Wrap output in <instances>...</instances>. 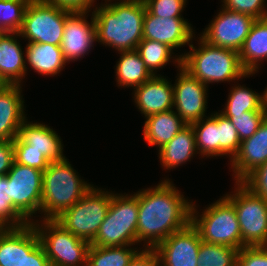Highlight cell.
Listing matches in <instances>:
<instances>
[{
  "label": "cell",
  "instance_id": "1",
  "mask_svg": "<svg viewBox=\"0 0 267 266\" xmlns=\"http://www.w3.org/2000/svg\"><path fill=\"white\" fill-rule=\"evenodd\" d=\"M192 201H188L169 179L138 191L137 244L155 248L172 233L191 223Z\"/></svg>",
  "mask_w": 267,
  "mask_h": 266
},
{
  "label": "cell",
  "instance_id": "2",
  "mask_svg": "<svg viewBox=\"0 0 267 266\" xmlns=\"http://www.w3.org/2000/svg\"><path fill=\"white\" fill-rule=\"evenodd\" d=\"M105 3L94 6L92 11L97 42L115 48L117 52L137 49L143 40L144 0H119L113 3L112 0H106Z\"/></svg>",
  "mask_w": 267,
  "mask_h": 266
},
{
  "label": "cell",
  "instance_id": "3",
  "mask_svg": "<svg viewBox=\"0 0 267 266\" xmlns=\"http://www.w3.org/2000/svg\"><path fill=\"white\" fill-rule=\"evenodd\" d=\"M198 43L197 48L190 44L189 52L178 56L175 54L172 58H175V61L172 62L176 63L177 67L181 66L201 83L208 86L210 83L243 80L250 75L253 76V73H248L243 68L237 51L213 46L201 37Z\"/></svg>",
  "mask_w": 267,
  "mask_h": 266
},
{
  "label": "cell",
  "instance_id": "4",
  "mask_svg": "<svg viewBox=\"0 0 267 266\" xmlns=\"http://www.w3.org/2000/svg\"><path fill=\"white\" fill-rule=\"evenodd\" d=\"M68 159L53 161L43 171L40 214L45 220H55L75 205L93 186L81 179Z\"/></svg>",
  "mask_w": 267,
  "mask_h": 266
},
{
  "label": "cell",
  "instance_id": "5",
  "mask_svg": "<svg viewBox=\"0 0 267 266\" xmlns=\"http://www.w3.org/2000/svg\"><path fill=\"white\" fill-rule=\"evenodd\" d=\"M138 192L134 194L113 193L105 219L93 246L110 247L137 244Z\"/></svg>",
  "mask_w": 267,
  "mask_h": 266
},
{
  "label": "cell",
  "instance_id": "6",
  "mask_svg": "<svg viewBox=\"0 0 267 266\" xmlns=\"http://www.w3.org/2000/svg\"><path fill=\"white\" fill-rule=\"evenodd\" d=\"M196 207L192 203L191 224L199 231L202 241L241 249V231L235 207L224 195L209 204L202 214Z\"/></svg>",
  "mask_w": 267,
  "mask_h": 266
},
{
  "label": "cell",
  "instance_id": "7",
  "mask_svg": "<svg viewBox=\"0 0 267 266\" xmlns=\"http://www.w3.org/2000/svg\"><path fill=\"white\" fill-rule=\"evenodd\" d=\"M51 266H87L90 242L67 231L56 220L32 222Z\"/></svg>",
  "mask_w": 267,
  "mask_h": 266
},
{
  "label": "cell",
  "instance_id": "8",
  "mask_svg": "<svg viewBox=\"0 0 267 266\" xmlns=\"http://www.w3.org/2000/svg\"><path fill=\"white\" fill-rule=\"evenodd\" d=\"M113 192L92 186L72 207L55 220L75 236L92 242L109 209Z\"/></svg>",
  "mask_w": 267,
  "mask_h": 266
},
{
  "label": "cell",
  "instance_id": "9",
  "mask_svg": "<svg viewBox=\"0 0 267 266\" xmlns=\"http://www.w3.org/2000/svg\"><path fill=\"white\" fill-rule=\"evenodd\" d=\"M224 195L235 207L241 231V248L267 246V201L253 193L241 181Z\"/></svg>",
  "mask_w": 267,
  "mask_h": 266
},
{
  "label": "cell",
  "instance_id": "10",
  "mask_svg": "<svg viewBox=\"0 0 267 266\" xmlns=\"http://www.w3.org/2000/svg\"><path fill=\"white\" fill-rule=\"evenodd\" d=\"M71 10L44 2L31 0L25 10L23 23L18 31L28 43H47L60 46L67 15Z\"/></svg>",
  "mask_w": 267,
  "mask_h": 266
},
{
  "label": "cell",
  "instance_id": "11",
  "mask_svg": "<svg viewBox=\"0 0 267 266\" xmlns=\"http://www.w3.org/2000/svg\"><path fill=\"white\" fill-rule=\"evenodd\" d=\"M6 176L11 206L28 223H32L33 214L40 212L43 171L14 161Z\"/></svg>",
  "mask_w": 267,
  "mask_h": 266
},
{
  "label": "cell",
  "instance_id": "12",
  "mask_svg": "<svg viewBox=\"0 0 267 266\" xmlns=\"http://www.w3.org/2000/svg\"><path fill=\"white\" fill-rule=\"evenodd\" d=\"M219 11L200 37L213 46L239 52L256 19L224 8Z\"/></svg>",
  "mask_w": 267,
  "mask_h": 266
},
{
  "label": "cell",
  "instance_id": "13",
  "mask_svg": "<svg viewBox=\"0 0 267 266\" xmlns=\"http://www.w3.org/2000/svg\"><path fill=\"white\" fill-rule=\"evenodd\" d=\"M180 73L173 85L174 107L175 112L187 124L207 117V89L208 86L201 83L190 75L181 66L178 67Z\"/></svg>",
  "mask_w": 267,
  "mask_h": 266
},
{
  "label": "cell",
  "instance_id": "14",
  "mask_svg": "<svg viewBox=\"0 0 267 266\" xmlns=\"http://www.w3.org/2000/svg\"><path fill=\"white\" fill-rule=\"evenodd\" d=\"M199 231L190 223L160 242L156 250L160 266H197L201 246Z\"/></svg>",
  "mask_w": 267,
  "mask_h": 266
},
{
  "label": "cell",
  "instance_id": "15",
  "mask_svg": "<svg viewBox=\"0 0 267 266\" xmlns=\"http://www.w3.org/2000/svg\"><path fill=\"white\" fill-rule=\"evenodd\" d=\"M88 11H71L65 22L63 38L60 48L65 60H78L89 53L94 42H97L96 24L91 14V22H88Z\"/></svg>",
  "mask_w": 267,
  "mask_h": 266
},
{
  "label": "cell",
  "instance_id": "16",
  "mask_svg": "<svg viewBox=\"0 0 267 266\" xmlns=\"http://www.w3.org/2000/svg\"><path fill=\"white\" fill-rule=\"evenodd\" d=\"M183 17L160 18L147 9L143 21V39L164 43L172 50L190 45L195 39L193 27ZM191 41V42H190Z\"/></svg>",
  "mask_w": 267,
  "mask_h": 266
},
{
  "label": "cell",
  "instance_id": "17",
  "mask_svg": "<svg viewBox=\"0 0 267 266\" xmlns=\"http://www.w3.org/2000/svg\"><path fill=\"white\" fill-rule=\"evenodd\" d=\"M165 76H152L134 89V102L144 117L172 110L174 107L173 84Z\"/></svg>",
  "mask_w": 267,
  "mask_h": 266
},
{
  "label": "cell",
  "instance_id": "18",
  "mask_svg": "<svg viewBox=\"0 0 267 266\" xmlns=\"http://www.w3.org/2000/svg\"><path fill=\"white\" fill-rule=\"evenodd\" d=\"M267 161V116L261 122L257 131L241 141L238 153L230 161L233 177L242 181L255 168Z\"/></svg>",
  "mask_w": 267,
  "mask_h": 266
},
{
  "label": "cell",
  "instance_id": "19",
  "mask_svg": "<svg viewBox=\"0 0 267 266\" xmlns=\"http://www.w3.org/2000/svg\"><path fill=\"white\" fill-rule=\"evenodd\" d=\"M19 126L17 138L27 144V149H34L44 155L50 162L66 158L63 154L61 137L55 130L43 123L27 121Z\"/></svg>",
  "mask_w": 267,
  "mask_h": 266
},
{
  "label": "cell",
  "instance_id": "20",
  "mask_svg": "<svg viewBox=\"0 0 267 266\" xmlns=\"http://www.w3.org/2000/svg\"><path fill=\"white\" fill-rule=\"evenodd\" d=\"M21 85L5 84L0 89V140L13 141L26 119Z\"/></svg>",
  "mask_w": 267,
  "mask_h": 266
},
{
  "label": "cell",
  "instance_id": "21",
  "mask_svg": "<svg viewBox=\"0 0 267 266\" xmlns=\"http://www.w3.org/2000/svg\"><path fill=\"white\" fill-rule=\"evenodd\" d=\"M17 37H20L18 32H0V78L5 84L23 85L29 69Z\"/></svg>",
  "mask_w": 267,
  "mask_h": 266
},
{
  "label": "cell",
  "instance_id": "22",
  "mask_svg": "<svg viewBox=\"0 0 267 266\" xmlns=\"http://www.w3.org/2000/svg\"><path fill=\"white\" fill-rule=\"evenodd\" d=\"M158 150L160 165L166 168L165 170L176 168L199 154L192 125H186Z\"/></svg>",
  "mask_w": 267,
  "mask_h": 266
},
{
  "label": "cell",
  "instance_id": "23",
  "mask_svg": "<svg viewBox=\"0 0 267 266\" xmlns=\"http://www.w3.org/2000/svg\"><path fill=\"white\" fill-rule=\"evenodd\" d=\"M145 119L144 139L148 145H156L158 148L171 141L187 125L174 109L150 115Z\"/></svg>",
  "mask_w": 267,
  "mask_h": 266
},
{
  "label": "cell",
  "instance_id": "24",
  "mask_svg": "<svg viewBox=\"0 0 267 266\" xmlns=\"http://www.w3.org/2000/svg\"><path fill=\"white\" fill-rule=\"evenodd\" d=\"M238 53L243 68L248 73H257L260 62L267 59V17L254 21Z\"/></svg>",
  "mask_w": 267,
  "mask_h": 266
},
{
  "label": "cell",
  "instance_id": "25",
  "mask_svg": "<svg viewBox=\"0 0 267 266\" xmlns=\"http://www.w3.org/2000/svg\"><path fill=\"white\" fill-rule=\"evenodd\" d=\"M25 57L34 72L46 76L59 74L68 63L60 46L47 43H28Z\"/></svg>",
  "mask_w": 267,
  "mask_h": 266
},
{
  "label": "cell",
  "instance_id": "26",
  "mask_svg": "<svg viewBox=\"0 0 267 266\" xmlns=\"http://www.w3.org/2000/svg\"><path fill=\"white\" fill-rule=\"evenodd\" d=\"M120 58L116 64L115 76L120 87L137 88L154 76L145 66L138 51H119Z\"/></svg>",
  "mask_w": 267,
  "mask_h": 266
},
{
  "label": "cell",
  "instance_id": "27",
  "mask_svg": "<svg viewBox=\"0 0 267 266\" xmlns=\"http://www.w3.org/2000/svg\"><path fill=\"white\" fill-rule=\"evenodd\" d=\"M131 245L101 247L91 245L87 266H127L139 252Z\"/></svg>",
  "mask_w": 267,
  "mask_h": 266
},
{
  "label": "cell",
  "instance_id": "28",
  "mask_svg": "<svg viewBox=\"0 0 267 266\" xmlns=\"http://www.w3.org/2000/svg\"><path fill=\"white\" fill-rule=\"evenodd\" d=\"M198 153L209 158L218 156L217 112L191 124Z\"/></svg>",
  "mask_w": 267,
  "mask_h": 266
},
{
  "label": "cell",
  "instance_id": "29",
  "mask_svg": "<svg viewBox=\"0 0 267 266\" xmlns=\"http://www.w3.org/2000/svg\"><path fill=\"white\" fill-rule=\"evenodd\" d=\"M227 99L223 111H220L224 116H234V114L246 111H263L260 93L246 86H241L239 83L234 87L232 86Z\"/></svg>",
  "mask_w": 267,
  "mask_h": 266
},
{
  "label": "cell",
  "instance_id": "30",
  "mask_svg": "<svg viewBox=\"0 0 267 266\" xmlns=\"http://www.w3.org/2000/svg\"><path fill=\"white\" fill-rule=\"evenodd\" d=\"M24 261V226L0 233V266H21Z\"/></svg>",
  "mask_w": 267,
  "mask_h": 266
},
{
  "label": "cell",
  "instance_id": "31",
  "mask_svg": "<svg viewBox=\"0 0 267 266\" xmlns=\"http://www.w3.org/2000/svg\"><path fill=\"white\" fill-rule=\"evenodd\" d=\"M136 50L143 59L146 68L154 76L160 75L156 74L157 70L169 64L172 60V54H174L173 50L166 44L148 39H143Z\"/></svg>",
  "mask_w": 267,
  "mask_h": 266
},
{
  "label": "cell",
  "instance_id": "32",
  "mask_svg": "<svg viewBox=\"0 0 267 266\" xmlns=\"http://www.w3.org/2000/svg\"><path fill=\"white\" fill-rule=\"evenodd\" d=\"M238 249L202 241L197 266H236Z\"/></svg>",
  "mask_w": 267,
  "mask_h": 266
},
{
  "label": "cell",
  "instance_id": "33",
  "mask_svg": "<svg viewBox=\"0 0 267 266\" xmlns=\"http://www.w3.org/2000/svg\"><path fill=\"white\" fill-rule=\"evenodd\" d=\"M218 156L230 157V161L238 153L241 141L232 122L220 112H217Z\"/></svg>",
  "mask_w": 267,
  "mask_h": 266
},
{
  "label": "cell",
  "instance_id": "34",
  "mask_svg": "<svg viewBox=\"0 0 267 266\" xmlns=\"http://www.w3.org/2000/svg\"><path fill=\"white\" fill-rule=\"evenodd\" d=\"M31 0H0V32H18Z\"/></svg>",
  "mask_w": 267,
  "mask_h": 266
},
{
  "label": "cell",
  "instance_id": "35",
  "mask_svg": "<svg viewBox=\"0 0 267 266\" xmlns=\"http://www.w3.org/2000/svg\"><path fill=\"white\" fill-rule=\"evenodd\" d=\"M21 266H51L32 223L24 226V261Z\"/></svg>",
  "mask_w": 267,
  "mask_h": 266
},
{
  "label": "cell",
  "instance_id": "36",
  "mask_svg": "<svg viewBox=\"0 0 267 266\" xmlns=\"http://www.w3.org/2000/svg\"><path fill=\"white\" fill-rule=\"evenodd\" d=\"M267 115L264 111H246L227 117L235 126L240 141L250 138Z\"/></svg>",
  "mask_w": 267,
  "mask_h": 266
},
{
  "label": "cell",
  "instance_id": "37",
  "mask_svg": "<svg viewBox=\"0 0 267 266\" xmlns=\"http://www.w3.org/2000/svg\"><path fill=\"white\" fill-rule=\"evenodd\" d=\"M14 161L18 164L45 171L50 161L40 152L27 149V144L17 137L13 140Z\"/></svg>",
  "mask_w": 267,
  "mask_h": 266
},
{
  "label": "cell",
  "instance_id": "38",
  "mask_svg": "<svg viewBox=\"0 0 267 266\" xmlns=\"http://www.w3.org/2000/svg\"><path fill=\"white\" fill-rule=\"evenodd\" d=\"M267 0H222L221 8L232 12H239L249 15L255 19H262L267 17L266 7Z\"/></svg>",
  "mask_w": 267,
  "mask_h": 266
},
{
  "label": "cell",
  "instance_id": "39",
  "mask_svg": "<svg viewBox=\"0 0 267 266\" xmlns=\"http://www.w3.org/2000/svg\"><path fill=\"white\" fill-rule=\"evenodd\" d=\"M146 9L160 18H174L181 16L187 0H144ZM185 6V7H184Z\"/></svg>",
  "mask_w": 267,
  "mask_h": 266
},
{
  "label": "cell",
  "instance_id": "40",
  "mask_svg": "<svg viewBox=\"0 0 267 266\" xmlns=\"http://www.w3.org/2000/svg\"><path fill=\"white\" fill-rule=\"evenodd\" d=\"M0 215L13 227H21L28 222L11 206L7 195V176H0Z\"/></svg>",
  "mask_w": 267,
  "mask_h": 266
},
{
  "label": "cell",
  "instance_id": "41",
  "mask_svg": "<svg viewBox=\"0 0 267 266\" xmlns=\"http://www.w3.org/2000/svg\"><path fill=\"white\" fill-rule=\"evenodd\" d=\"M241 182L253 193L267 201V161L255 168Z\"/></svg>",
  "mask_w": 267,
  "mask_h": 266
},
{
  "label": "cell",
  "instance_id": "42",
  "mask_svg": "<svg viewBox=\"0 0 267 266\" xmlns=\"http://www.w3.org/2000/svg\"><path fill=\"white\" fill-rule=\"evenodd\" d=\"M236 266H267V246L242 247Z\"/></svg>",
  "mask_w": 267,
  "mask_h": 266
},
{
  "label": "cell",
  "instance_id": "43",
  "mask_svg": "<svg viewBox=\"0 0 267 266\" xmlns=\"http://www.w3.org/2000/svg\"><path fill=\"white\" fill-rule=\"evenodd\" d=\"M14 162L13 141L0 140V176H5Z\"/></svg>",
  "mask_w": 267,
  "mask_h": 266
},
{
  "label": "cell",
  "instance_id": "44",
  "mask_svg": "<svg viewBox=\"0 0 267 266\" xmlns=\"http://www.w3.org/2000/svg\"><path fill=\"white\" fill-rule=\"evenodd\" d=\"M139 250L127 266H160L159 257L154 248Z\"/></svg>",
  "mask_w": 267,
  "mask_h": 266
},
{
  "label": "cell",
  "instance_id": "45",
  "mask_svg": "<svg viewBox=\"0 0 267 266\" xmlns=\"http://www.w3.org/2000/svg\"><path fill=\"white\" fill-rule=\"evenodd\" d=\"M46 3L57 5L71 11H88L90 12L96 0H43Z\"/></svg>",
  "mask_w": 267,
  "mask_h": 266
},
{
  "label": "cell",
  "instance_id": "46",
  "mask_svg": "<svg viewBox=\"0 0 267 266\" xmlns=\"http://www.w3.org/2000/svg\"><path fill=\"white\" fill-rule=\"evenodd\" d=\"M13 227L0 215V233L9 231Z\"/></svg>",
  "mask_w": 267,
  "mask_h": 266
},
{
  "label": "cell",
  "instance_id": "47",
  "mask_svg": "<svg viewBox=\"0 0 267 266\" xmlns=\"http://www.w3.org/2000/svg\"><path fill=\"white\" fill-rule=\"evenodd\" d=\"M264 90L265 91H263V93H261V107H262V110L267 115V87Z\"/></svg>",
  "mask_w": 267,
  "mask_h": 266
},
{
  "label": "cell",
  "instance_id": "48",
  "mask_svg": "<svg viewBox=\"0 0 267 266\" xmlns=\"http://www.w3.org/2000/svg\"><path fill=\"white\" fill-rule=\"evenodd\" d=\"M5 85L4 81L0 78V89Z\"/></svg>",
  "mask_w": 267,
  "mask_h": 266
}]
</instances>
